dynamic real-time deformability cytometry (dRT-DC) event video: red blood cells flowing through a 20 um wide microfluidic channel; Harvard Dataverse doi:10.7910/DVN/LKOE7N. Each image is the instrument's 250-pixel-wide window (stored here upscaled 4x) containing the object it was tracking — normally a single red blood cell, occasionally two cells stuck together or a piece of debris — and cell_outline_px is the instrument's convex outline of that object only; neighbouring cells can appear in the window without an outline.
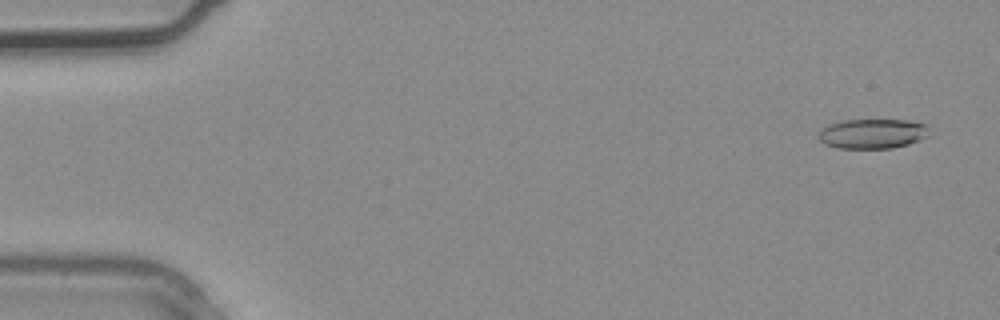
{"species": "common noctule bat (a hibernating species)", "species_latin": "Nyctalus noctula", "temperature_condition": "warm", "stored_images_in_passage": 3, "camera_frame_rate_fps": 3000, "um_per_image_px": 0.085, "animal": {"sex": "male", "body_mass_g": 20.4}, "frame": {"image": 1, "passage_image": 1, "time_ms": 0.0, "image_size_px": [1000, 320], "cell_outline_px": [[928, 136], [920, 140], [908, 144], [892, 148], [836, 148], [824, 144], [820, 140], [820, 132], [828, 124], [840, 120], [908, 120], [928, 124]], "centroid_in_image_um": [74.19, 11.36], "position_along_channel_um": 10.8, "area_um2": 19.25}}
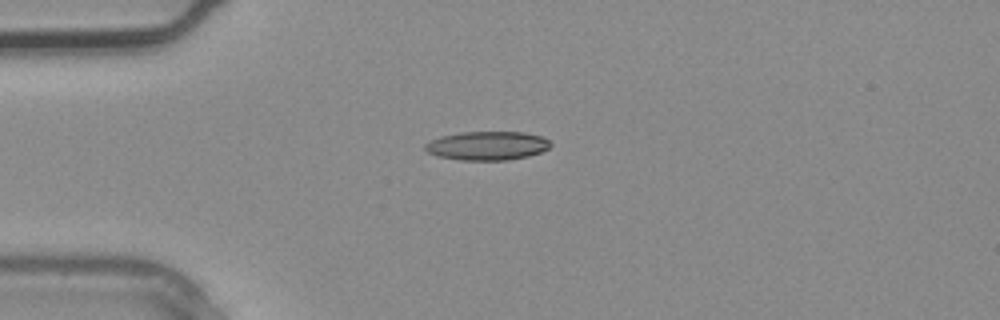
{"frame": {"image": 2, "passage_image": 3, "time_ms": 0.667, "image_size_px": [1000, 320], "cell_outline_px": [[552, 144], [548, 148], [540, 152], [528, 156], [508, 160], [460, 160], [436, 156], [428, 152], [424, 148], [424, 144], [440, 136], [460, 132], [524, 132], [540, 136], [548, 140]], "centroid_in_image_um": [41.39, 12.39], "position_along_channel_um": 43.6, "area_um2": 21.04}}